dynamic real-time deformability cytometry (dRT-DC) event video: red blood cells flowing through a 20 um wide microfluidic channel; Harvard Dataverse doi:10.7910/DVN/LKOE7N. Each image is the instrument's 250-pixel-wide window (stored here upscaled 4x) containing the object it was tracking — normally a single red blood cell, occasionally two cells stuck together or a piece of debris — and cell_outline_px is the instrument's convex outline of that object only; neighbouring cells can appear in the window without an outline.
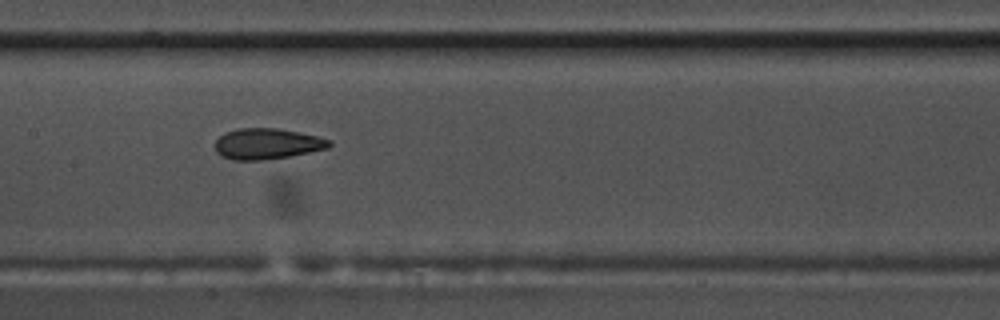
{"species": "common noctule bat (a hibernating species)", "species_latin": "Nyctalus noctula", "temperature_condition": "warm", "stored_images_in_passage": 54, "camera_frame_rate_fps": 3000, "um_per_image_px": 0.085, "animal": {"sex": "male", "body_mass_g": 17.5, "forearm_length_mm": 52.3}, "frame": {"image": 1, "passage_image": 26, "time_ms": 8.333, "image_size_px": [1000, 320], "cell_outline_px": [[332, 144], [328, 148], [288, 156], [260, 160], [232, 160], [220, 156], [216, 152], [212, 144], [224, 132], [240, 128], [276, 128], [316, 136], [332, 140]], "centroid_in_image_um": [22.63, 12.22], "position_along_channel_um": 184.8, "area_um2": 20.52}}
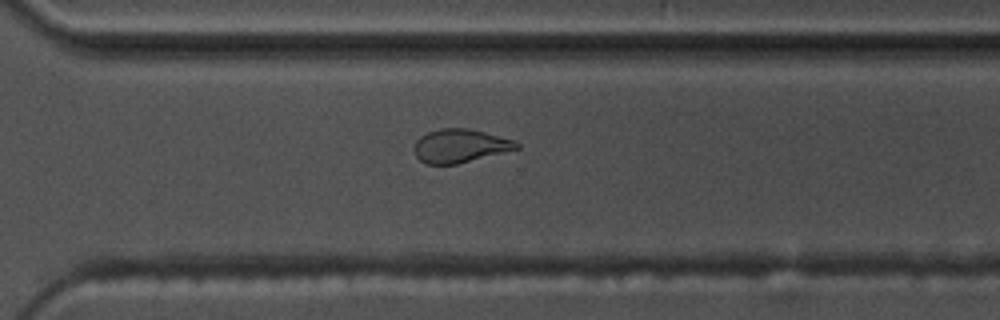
{"frame": {"image": 2, "passage_image": 38, "time_ms": 12.333, "image_size_px": [1000, 320], "cell_outline_px": [[520, 148], [456, 164], [424, 164], [416, 156], [416, 140], [420, 136], [428, 132], [440, 128], [468, 128], [484, 132], [512, 140], [520, 144]], "centroid_in_image_um": [39.09, 12.39], "position_along_channel_um": 331.5, "area_um2": 19.65}}
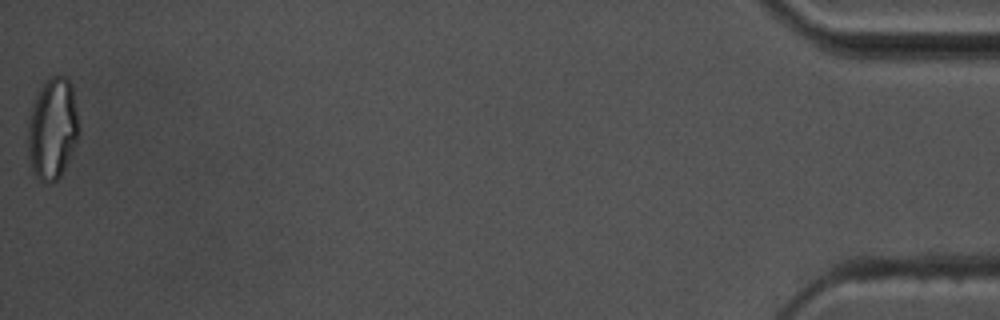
{"frame": {"image": 3, "passage_image": 54, "time_ms": 17.667, "image_size_px": [1000, 320], "cell_outline_px": [[80, 132], [72, 152], [60, 176], [52, 184], [40, 180], [32, 172], [24, 140], [28, 116], [32, 104], [44, 80], [52, 76], [68, 76], [72, 84], [80, 128]], "centroid_in_image_um": [4.42, 10.93], "position_along_channel_um": 430.8, "area_um2": 31.21}, "authors_computed_cell_mechanics": {"area_um2": 20.6057, "velocity_mm_per_s": 3.6787, "shape_relaxation_time_tau1_ms": 10.3878, "shape_relaxation_time_tau2_ms": 1.9497, "deformation_change_tau1": 0.2655, "deformation_change_tau2": 0.0976}}